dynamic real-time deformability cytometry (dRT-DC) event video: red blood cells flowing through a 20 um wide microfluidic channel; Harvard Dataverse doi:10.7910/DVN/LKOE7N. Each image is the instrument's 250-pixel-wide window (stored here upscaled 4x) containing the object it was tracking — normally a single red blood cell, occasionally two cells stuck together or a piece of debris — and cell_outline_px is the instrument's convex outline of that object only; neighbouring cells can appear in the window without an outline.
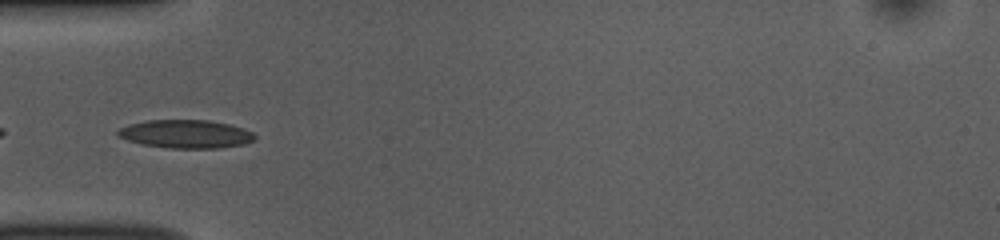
{"species": "common noctule bat (a hibernating species)", "species_latin": "Nyctalus noctula", "temperature_condition": "room temperature", "stored_images_in_passage": 51, "camera_frame_rate_fps": 3000, "um_per_image_px": 0.085, "animal": {"sex": "female", "body_mass_g": 10.0, "forearm_length_mm": 53.1}, "frame": {"image": 1, "passage_image": 15, "time_ms": 4.667, "image_size_px": [1000, 240], "cell_outline_px": [[256, 140], [244, 144], [216, 148], [168, 148], [144, 144], [128, 140], [116, 136], [116, 132], [120, 128], [128, 124], [148, 120], [208, 120], [228, 124], [244, 128], [252, 132], [256, 136]], "centroid_in_image_um": [15.8, 11.39], "position_along_channel_um": 69.2, "area_um2": 22.6}}
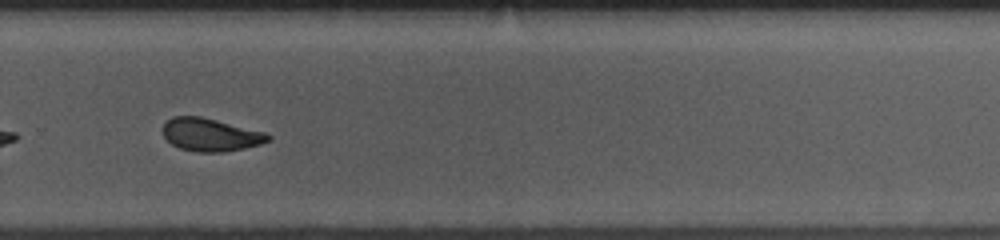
{"frame": {"image": 2, "passage_image": 34, "time_ms": 11.0, "image_size_px": [1000, 240], "cell_outline_px": [[272, 136], [268, 140], [260, 144], [244, 148], [224, 152], [196, 152], [180, 148], [172, 144], [164, 136], [164, 124], [172, 116], [200, 116], [264, 132]], "centroid_in_image_um": [17.88, 11.46], "position_along_channel_um": 311.9, "area_um2": 19.88}}
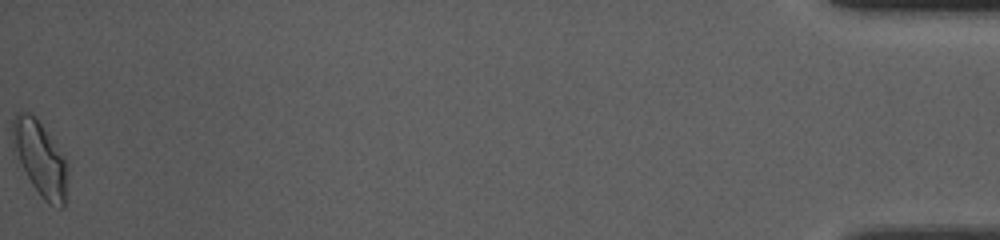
{"frame": {"image": 3, "passage_image": 51, "time_ms": 16.667, "image_size_px": [1000, 240], "cell_outline_px": [[68, 168], [64, 208], [56, 208], [48, 204], [40, 196], [32, 184], [12, 152], [12, 120], [16, 112], [28, 112], [36, 116], [64, 152]], "centroid_in_image_um": [3.41, 13.45], "position_along_channel_um": 431.8, "area_um2": 24.8}, "authors_computed_cell_mechanics": {"area_um2": 21.1548, "velocity_mm_per_s": 3.8315, "shape_relaxation_time_tau1_ms": 2.6317, "shape_relaxation_time_tau2_ms": 1.749, "deformation_change_tau1": 0.1448, "deformation_change_tau2": 0.0883}}